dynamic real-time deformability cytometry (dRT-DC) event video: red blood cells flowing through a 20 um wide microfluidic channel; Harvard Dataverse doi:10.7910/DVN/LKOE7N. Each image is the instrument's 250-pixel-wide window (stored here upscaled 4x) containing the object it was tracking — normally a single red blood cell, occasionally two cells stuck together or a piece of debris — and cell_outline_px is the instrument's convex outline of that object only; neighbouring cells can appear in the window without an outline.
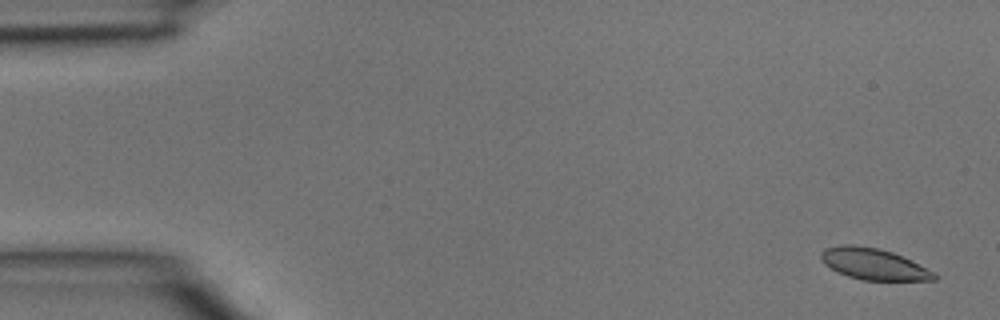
{"species": "common noctule bat (a hibernating species)", "species_latin": "Nyctalus noctula", "temperature_condition": "room temperature", "stored_images_in_passage": 5, "camera_frame_rate_fps": 3000, "um_per_image_px": 0.085, "animal": {"sex": "male", "body_mass_g": 15.6}, "frame": {"image": 1, "passage_image": 1, "time_ms": 0.0, "image_size_px": [1000, 320], "cell_outline_px": [[940, 276], [936, 280], [860, 280], [836, 272], [824, 264], [820, 260], [820, 252], [824, 248], [840, 244], [856, 244], [880, 248], [892, 252], [936, 272]], "centroid_in_image_um": [74.22, 22.43], "position_along_channel_um": 10.8, "area_um2": 21.04}}